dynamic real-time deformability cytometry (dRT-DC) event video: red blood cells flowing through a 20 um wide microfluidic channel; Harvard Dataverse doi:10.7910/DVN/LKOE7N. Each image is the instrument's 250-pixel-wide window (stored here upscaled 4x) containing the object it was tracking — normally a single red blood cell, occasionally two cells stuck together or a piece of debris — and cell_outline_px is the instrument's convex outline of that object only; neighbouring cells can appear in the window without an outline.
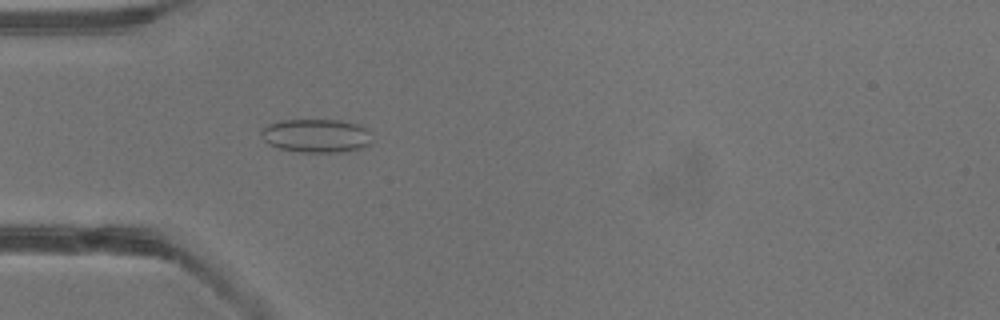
{"species": "common noctule bat (a hibernating species)", "species_latin": "Nyctalus noctula", "temperature_condition": "warm", "stored_images_in_passage": 3, "camera_frame_rate_fps": 3000, "um_per_image_px": 0.085, "animal": {"sex": "male", "body_mass_g": 13.3}, "frame": {"image": 1, "passage_image": 3, "time_ms": 0.667, "image_size_px": [1000, 320], "cell_outline_px": [[372, 140], [364, 148], [344, 152], [300, 152], [280, 148], [268, 144], [260, 136], [260, 128], [268, 124], [280, 120], [340, 120], [360, 124], [368, 128]], "centroid_in_image_um": [26.89, 11.53], "position_along_channel_um": 58.1, "area_um2": 22.08}}